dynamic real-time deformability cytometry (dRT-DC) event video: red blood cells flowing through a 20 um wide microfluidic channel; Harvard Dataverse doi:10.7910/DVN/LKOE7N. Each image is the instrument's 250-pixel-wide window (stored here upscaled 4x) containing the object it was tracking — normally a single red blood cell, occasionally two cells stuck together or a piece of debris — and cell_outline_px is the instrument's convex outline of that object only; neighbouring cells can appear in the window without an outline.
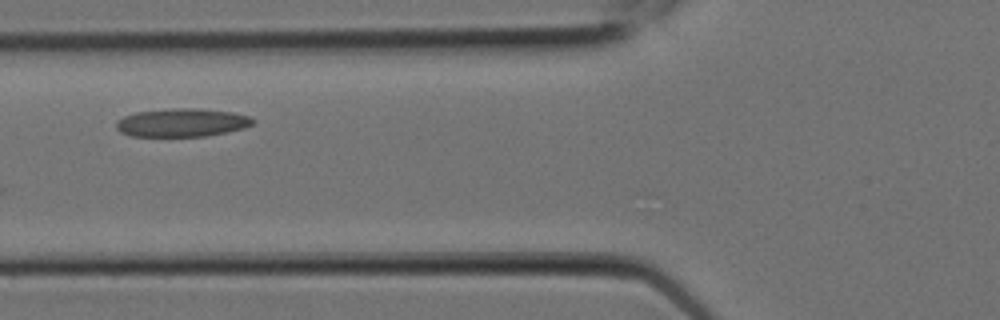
{"species": "Egyptian fruit bat (a non-hibernating species)", "species_latin": "Rousettus aegyptiacus", "temperature_condition": "room temperature", "stored_images_in_passage": 6, "camera_frame_rate_fps": 3000, "um_per_image_px": 0.085, "animal": {"sex": "female"}, "frame": {"image": 1, "passage_image": 4, "time_ms": 1.0, "image_size_px": [1000, 320], "cell_outline_px": [[256, 120], [252, 124], [244, 128], [228, 132], [204, 136], [132, 136], [120, 132], [116, 128], [116, 120], [124, 116], [136, 112], [172, 108], [192, 108], [232, 112], [248, 116]], "centroid_in_image_um": [15.45, 10.42], "position_along_channel_um": 110.4, "area_um2": 22.48}}
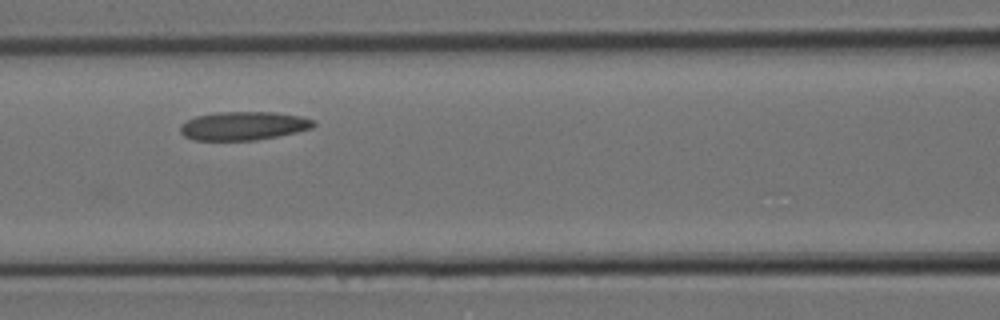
{"frame": {"image": 2, "passage_image": 5, "time_ms": 1.333, "image_size_px": [1000, 320], "cell_outline_px": [[316, 124], [312, 128], [296, 132], [256, 140], [192, 140], [184, 136], [180, 132], [180, 124], [196, 116], [216, 112], [276, 112], [300, 116], [312, 120]], "centroid_in_image_um": [20.66, 10.69], "position_along_channel_um": 145.9, "area_um2": 22.14}}
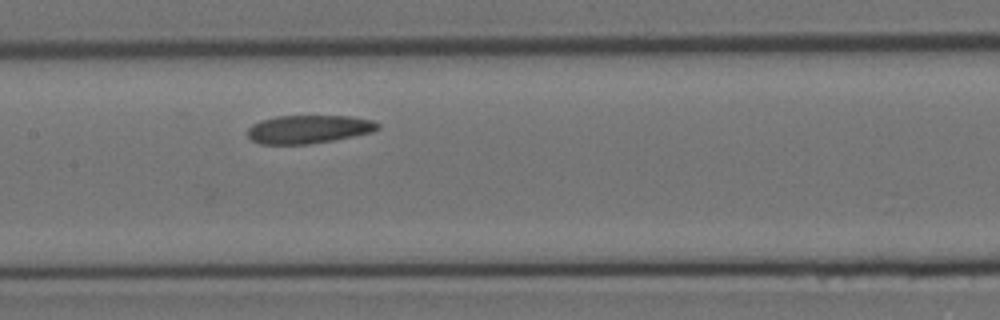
{"frame": {"image": 3, "passage_image": 6, "time_ms": 1.667, "image_size_px": [1000, 320], "cell_outline_px": [[380, 128], [372, 132], [332, 140], [308, 144], [260, 144], [252, 140], [248, 136], [248, 128], [252, 124], [260, 120], [276, 116], [348, 116], [372, 120], [380, 124]], "centroid_in_image_um": [26.21, 10.98], "position_along_channel_um": 181.2, "area_um2": 21.39}}